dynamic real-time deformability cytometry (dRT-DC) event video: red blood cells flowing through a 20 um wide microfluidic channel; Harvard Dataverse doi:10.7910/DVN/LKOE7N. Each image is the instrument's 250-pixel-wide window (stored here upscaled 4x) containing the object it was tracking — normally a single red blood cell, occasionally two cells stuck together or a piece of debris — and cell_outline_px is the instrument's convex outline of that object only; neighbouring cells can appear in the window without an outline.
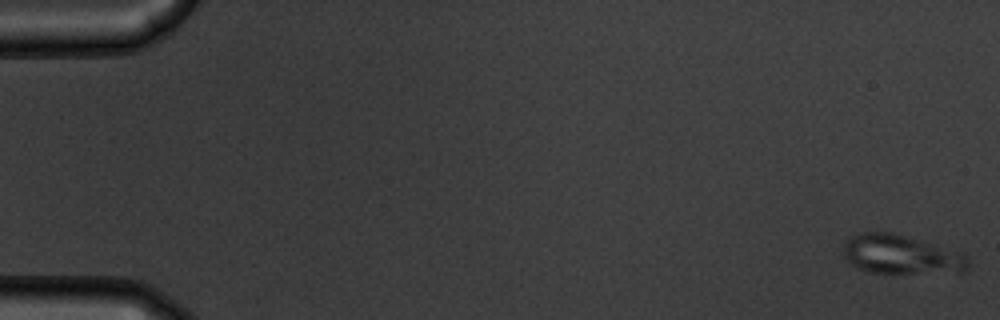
{"species": "common noctule bat (a hibernating species)", "species_latin": "Nyctalus noctula", "temperature_condition": "warm", "stored_images_in_passage": 55, "camera_frame_rate_fps": 3000, "um_per_image_px": 0.085, "animal": {"sex": "male", "body_mass_g": 19.5, "forearm_length_mm": 54.6}, "frame": {"image": 1, "passage_image": 1, "time_ms": 0.0, "image_size_px": [1000, 320], "cell_outline_px": [[968, 268], [964, 272], [868, 272], [856, 268], [844, 256], [844, 244], [852, 236], [864, 232], [892, 232], [964, 252], [968, 256]], "centroid_in_image_um": [76.63, 21.63], "position_along_channel_um": 8.4, "area_um2": 28.26}}
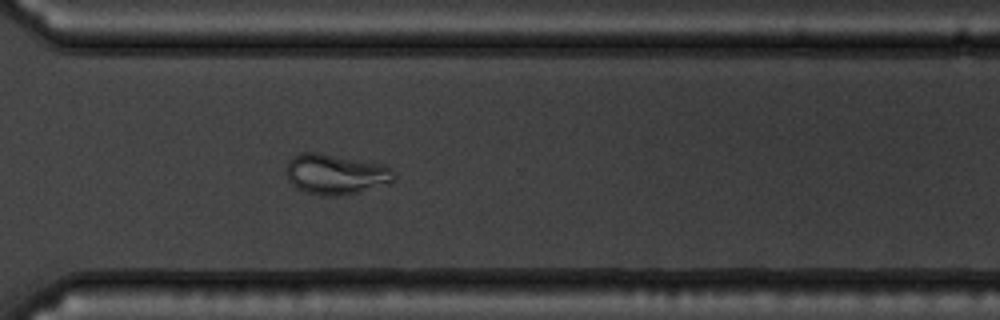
{"frame": {"image": 2, "passage_image": 41, "time_ms": 13.333, "image_size_px": [1000, 320], "cell_outline_px": [[396, 180], [392, 184], [360, 192], [340, 196], [320, 196], [304, 192], [296, 188], [288, 180], [284, 172], [284, 168], [288, 160], [292, 156], [300, 152], [320, 152], [388, 164], [396, 172]], "centroid_in_image_um": [28.58, 14.8], "position_along_channel_um": 342.0, "area_um2": 26.7}}
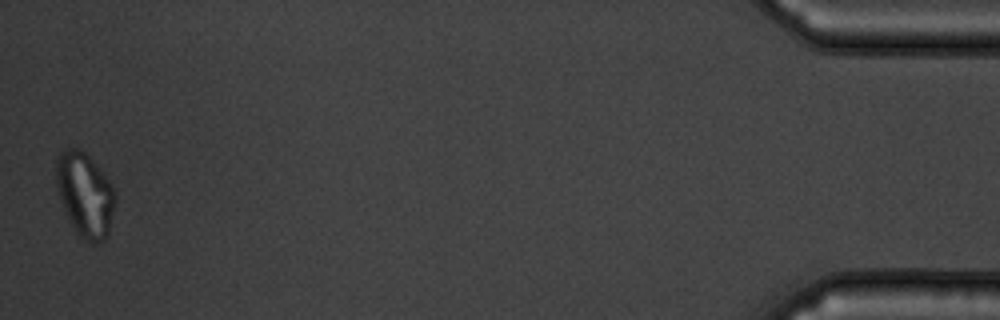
{"frame": {"image": 3, "passage_image": 55, "time_ms": 18.0, "image_size_px": [1000, 320], "cell_outline_px": [[116, 200], [108, 236], [104, 240], [84, 240], [76, 232], [60, 200], [56, 184], [56, 160], [60, 152], [64, 148], [80, 148], [104, 172], [116, 192]], "centroid_in_image_um": [7.24, 16.5], "position_along_channel_um": 428.0, "area_um2": 28.84}}